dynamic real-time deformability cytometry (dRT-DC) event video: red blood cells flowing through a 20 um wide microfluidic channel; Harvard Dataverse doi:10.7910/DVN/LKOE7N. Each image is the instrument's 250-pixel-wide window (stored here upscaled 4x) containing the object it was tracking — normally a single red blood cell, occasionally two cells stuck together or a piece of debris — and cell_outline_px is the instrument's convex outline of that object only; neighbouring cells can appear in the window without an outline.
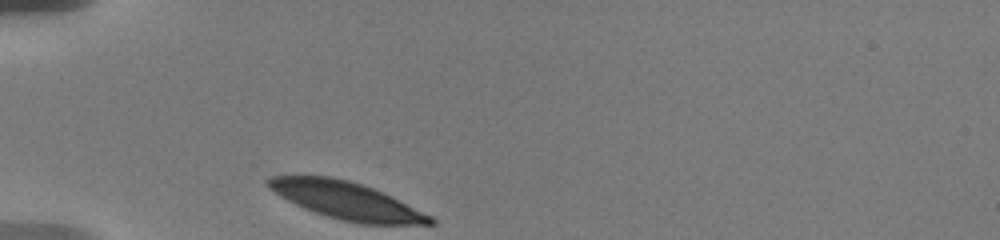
{"species": "human", "species_latin": "Homo sapiens", "temperature_condition": "warm", "stored_images_in_passage": 19, "camera_frame_rate_fps": 3000, "um_per_image_px": 0.085, "donor": {"sex": "male"}, "frame": {"image": 1, "passage_image": 1, "time_ms": 0.0, "image_size_px": [1000, 240], "cell_outline_px": [[436, 224], [360, 224], [340, 220], [304, 208], [280, 196], [268, 188], [264, 184], [264, 180], [272, 176], [332, 176], [364, 184], [384, 192], [432, 216], [436, 220]], "centroid_in_image_um": [29.45, 17.04], "position_along_channel_um": 55.5, "area_um2": 35.37}}
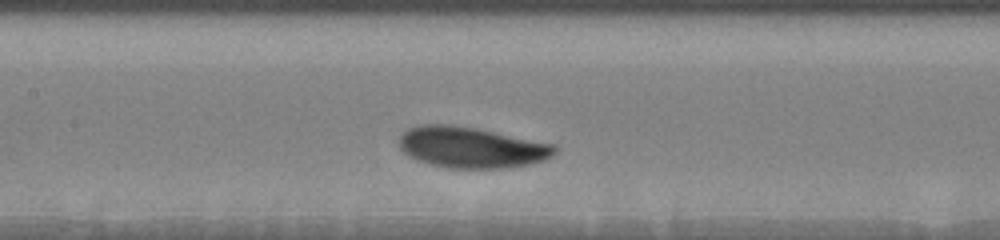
{"frame": {"image": 2, "passage_image": 11, "time_ms": 3.667, "image_size_px": [1000, 240], "cell_outline_px": [[556, 152], [552, 156], [544, 160], [532, 164], [512, 168], [448, 168], [432, 164], [408, 156], [400, 148], [400, 136], [408, 128], [420, 124], [452, 124], [476, 128], [556, 144]], "centroid_in_image_um": [40.1, 12.52], "position_along_channel_um": 167.3, "area_um2": 37.34}}
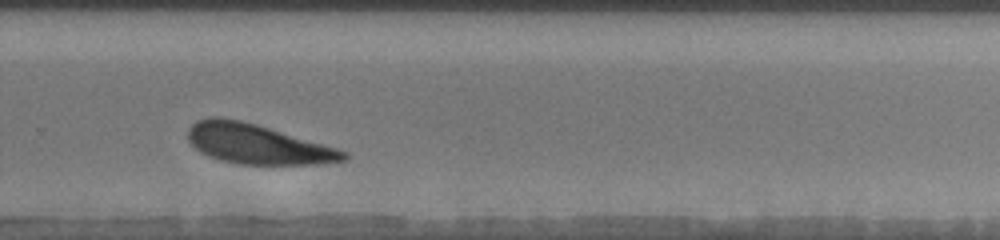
{"frame": {"image": 3, "passage_image": 18, "time_ms": 7.667, "image_size_px": [1000, 240], "cell_outline_px": [[352, 156], [348, 160], [324, 164], [240, 164], [220, 160], [208, 156], [200, 152], [188, 140], [188, 128], [196, 120], [208, 116], [216, 116], [240, 120], [256, 124], [336, 148], [348, 152]], "centroid_in_image_um": [21.88, 12.25], "position_along_channel_um": 307.9, "area_um2": 36.13}}